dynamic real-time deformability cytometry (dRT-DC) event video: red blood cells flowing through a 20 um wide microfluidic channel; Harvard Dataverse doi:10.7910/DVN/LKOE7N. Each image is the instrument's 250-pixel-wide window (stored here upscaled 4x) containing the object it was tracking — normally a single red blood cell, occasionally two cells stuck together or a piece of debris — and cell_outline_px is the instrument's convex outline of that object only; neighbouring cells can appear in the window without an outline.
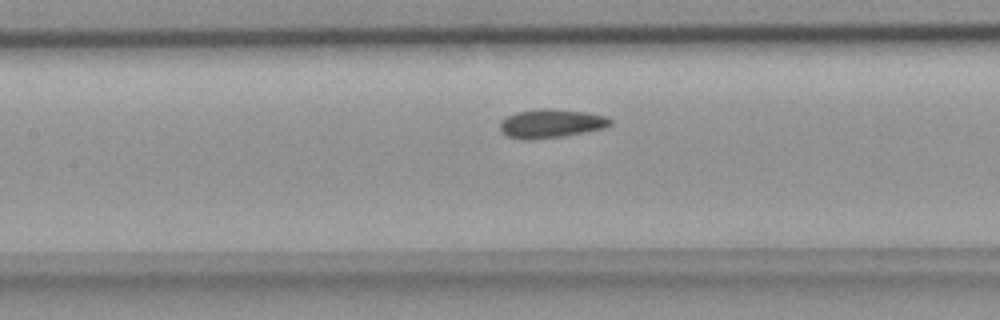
{"species": "common noctule bat (a hibernating species)", "species_latin": "Nyctalus noctula", "temperature_condition": "room temperature", "stored_images_in_passage": 36, "camera_frame_rate_fps": 3000, "um_per_image_px": 0.085, "animal": {"sex": "female", "body_mass_g": 18.4}, "frame": {"image": 1, "passage_image": 15, "time_ms": 4.667, "image_size_px": [1000, 320], "cell_outline_px": [[612, 124], [604, 128], [560, 136], [508, 136], [500, 128], [500, 124], [508, 116], [516, 112], [540, 108], [552, 108], [588, 112], [608, 116], [612, 120]], "centroid_in_image_um": [46.96, 10.42], "position_along_channel_um": 160.4, "area_um2": 17.51}}
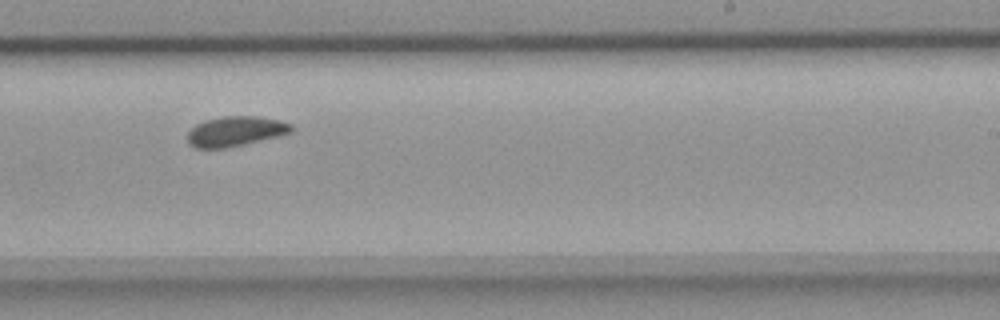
{"frame": {"image": 2, "passage_image": 23, "time_ms": 7.333, "image_size_px": [1000, 320], "cell_outline_px": [[296, 128], [292, 132], [244, 144], [224, 148], [196, 148], [188, 144], [188, 132], [196, 124], [204, 120], [224, 116], [256, 116], [280, 120], [292, 124]], "centroid_in_image_um": [20.02, 11.15], "position_along_channel_um": 269.0, "area_um2": 18.09}}
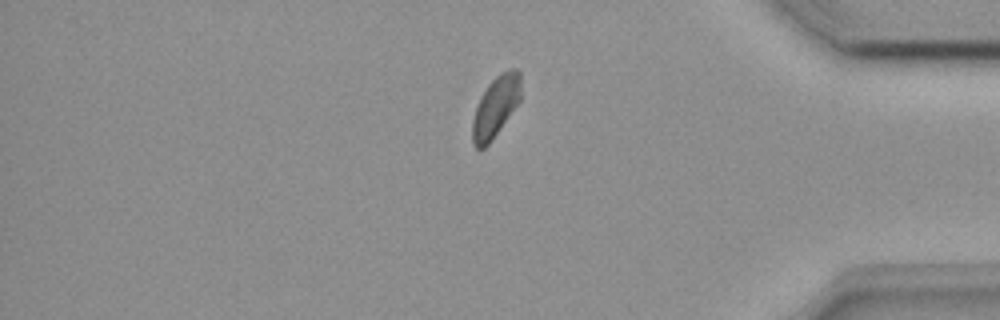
{"frame": {"image": 3, "passage_image": 34, "time_ms": 11.0, "image_size_px": [1000, 320], "cell_outline_px": [[520, 100], [492, 140], [484, 148], [476, 148], [472, 144], [472, 120], [480, 96], [488, 84], [500, 72], [508, 68], [516, 68], [520, 72]], "centroid_in_image_um": [42.11, 9.05], "position_along_channel_um": 393.1, "area_um2": 17.17}}